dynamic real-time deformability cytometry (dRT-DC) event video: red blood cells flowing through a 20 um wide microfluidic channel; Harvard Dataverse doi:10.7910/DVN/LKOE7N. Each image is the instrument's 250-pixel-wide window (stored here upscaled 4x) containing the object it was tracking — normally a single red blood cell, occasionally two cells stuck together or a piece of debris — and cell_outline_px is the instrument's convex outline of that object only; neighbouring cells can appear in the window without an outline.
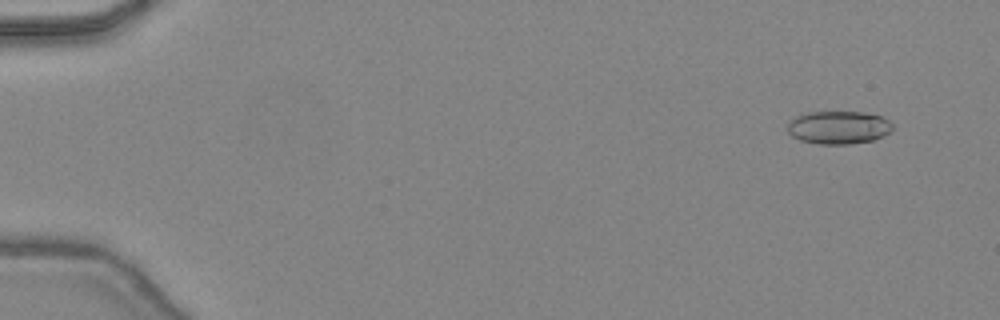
{"species": "common noctule bat (a hibernating species)", "species_latin": "Nyctalus noctula", "temperature_condition": "warm", "stored_images_in_passage": 47, "camera_frame_rate_fps": 3000, "um_per_image_px": 0.085, "animal": {"sex": "female", "body_mass_g": 24.6, "forearm_length_mm": 56.2}, "frame": {"image": 1, "passage_image": 4, "time_ms": 1.0, "image_size_px": [1000, 320], "cell_outline_px": [[892, 132], [884, 136], [872, 140], [848, 144], [820, 144], [800, 140], [792, 136], [788, 132], [788, 124], [796, 116], [804, 112], [864, 112], [880, 116], [888, 120], [892, 124]], "centroid_in_image_um": [71.28, 10.83], "position_along_channel_um": 13.7, "area_um2": 20.23}}
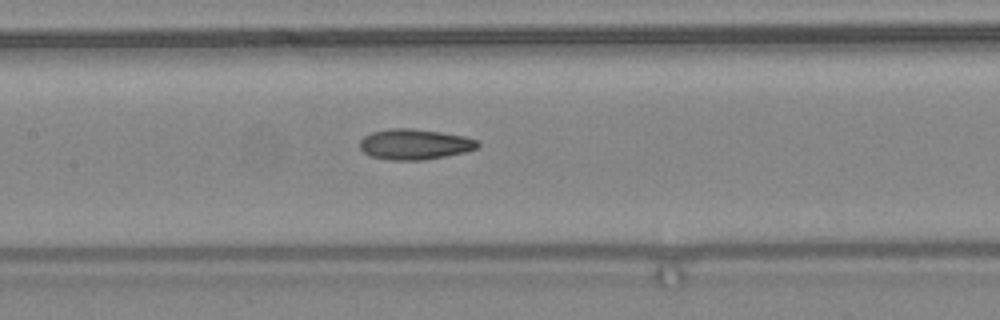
{"frame": {"image": 2, "passage_image": 24, "time_ms": 7.667, "image_size_px": [1000, 320], "cell_outline_px": [[480, 144], [476, 148], [464, 152], [424, 160], [388, 160], [372, 156], [364, 152], [360, 148], [360, 140], [364, 136], [372, 132], [388, 128], [412, 128], [440, 132], [464, 136], [476, 140]], "centroid_in_image_um": [35.21, 12.26], "position_along_channel_um": 172.2, "area_um2": 20.87}}
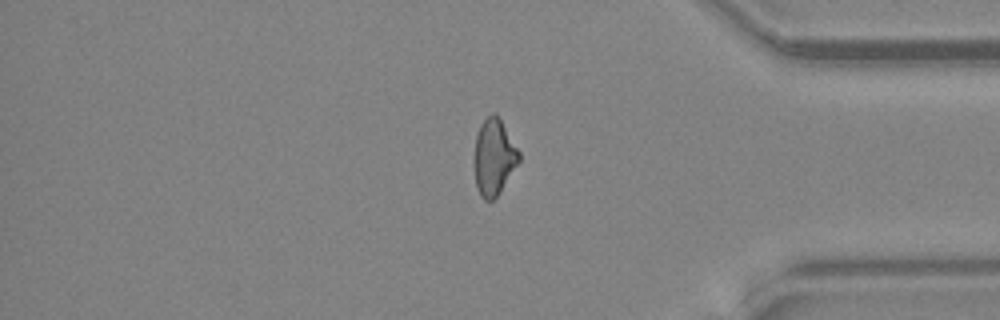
{"frame": {"image": 3, "passage_image": 40, "time_ms": 13.0, "image_size_px": [1000, 320], "cell_outline_px": [[520, 160], [500, 192], [492, 200], [484, 200], [480, 196], [476, 184], [476, 136], [480, 124], [492, 112], [496, 112], [520, 152]], "centroid_in_image_um": [42.01, 13.34], "position_along_channel_um": 393.2, "area_um2": 19.42}, "authors_computed_cell_mechanics": {"area_um2": 20.4612, "velocity_mm_per_s": 4.5002, "shape_relaxation_time_tau1_ms": null, "shape_relaxation_time_tau2_ms": 4.4958, "deformation_change_tau1": null, "deformation_change_tau2": 0.1389}}